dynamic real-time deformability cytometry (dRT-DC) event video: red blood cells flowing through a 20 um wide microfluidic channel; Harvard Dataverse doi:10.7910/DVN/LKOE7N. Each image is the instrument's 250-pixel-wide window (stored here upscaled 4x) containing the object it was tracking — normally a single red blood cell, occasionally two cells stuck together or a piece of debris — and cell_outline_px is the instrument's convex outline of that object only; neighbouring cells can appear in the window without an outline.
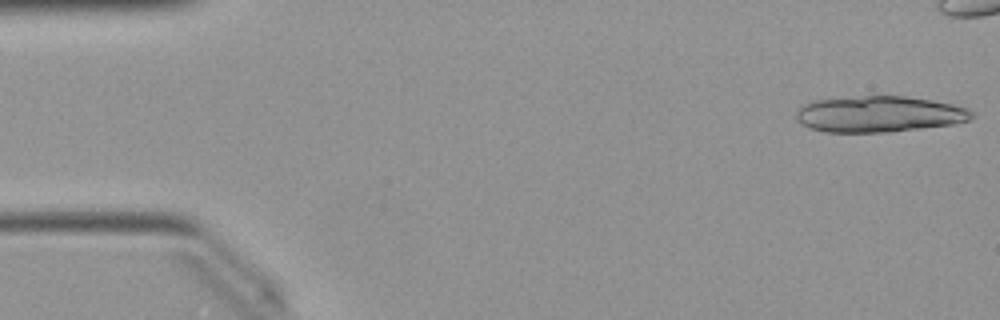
{"species": "Egyptian fruit bat (a non-hibernating species)", "species_latin": "Rousettus aegyptiacus", "temperature_condition": "warm", "stored_images_in_passage": 13, "camera_frame_rate_fps": 3000, "um_per_image_px": 0.085, "animal": {"sex": "female"}, "frame": {"image": 1, "passage_image": 1, "time_ms": 0.0, "image_size_px": [1000, 320], "cell_outline_px": [[972, 116], [968, 120], [952, 124], [892, 132], [824, 132], [808, 128], [800, 124], [796, 120], [796, 112], [804, 104], [816, 100], [864, 96], [904, 96], [932, 100], [952, 104], [968, 108], [972, 112]], "centroid_in_image_um": [74.69, 9.71], "position_along_channel_um": 10.3, "area_um2": 36.88}}